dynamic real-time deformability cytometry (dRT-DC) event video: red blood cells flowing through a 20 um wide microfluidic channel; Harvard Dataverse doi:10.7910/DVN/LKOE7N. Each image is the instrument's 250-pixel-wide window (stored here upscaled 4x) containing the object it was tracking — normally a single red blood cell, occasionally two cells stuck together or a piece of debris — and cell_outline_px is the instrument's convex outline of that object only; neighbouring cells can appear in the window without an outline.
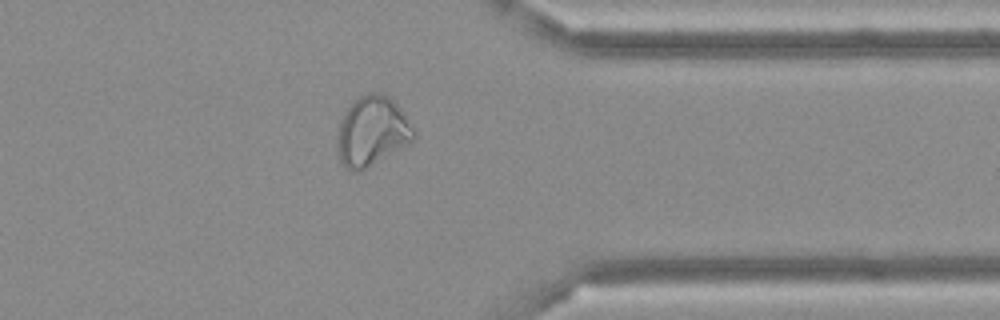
{"species": "Egyptian fruit bat (a non-hibernating species)", "species_latin": "Rousettus aegyptiacus", "temperature_condition": "cold", "stored_images_in_passage": 49, "camera_frame_rate_fps": 3000, "um_per_image_px": 0.085, "frame": {"image": 1, "passage_image": 39, "time_ms": 12.667, "image_size_px": [1000, 320], "cell_outline_px": [[416, 136], [412, 140], [400, 148], [364, 168], [356, 172], [352, 172], [344, 168], [340, 164], [336, 144], [336, 136], [340, 120], [344, 112], [360, 96], [368, 92], [376, 92], [388, 96], [396, 104], [416, 132]], "centroid_in_image_um": [31.56, 11.16], "position_along_channel_um": 379.8, "area_um2": 30.63}}
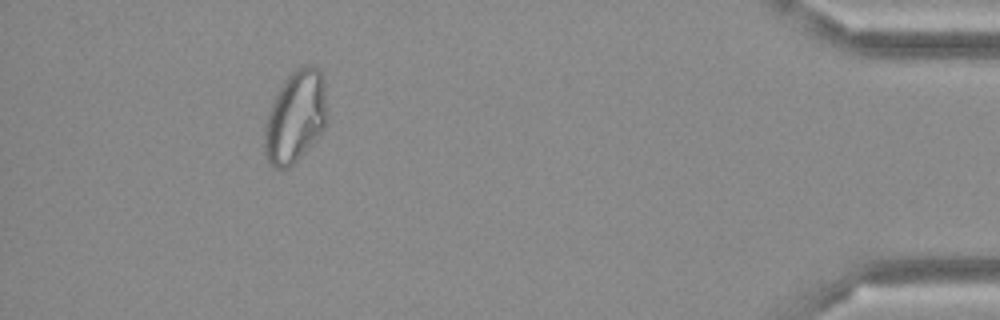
{"frame": {"image": 2, "passage_image": 45, "time_ms": 14.667, "image_size_px": [1000, 320], "cell_outline_px": [[324, 128], [300, 156], [288, 168], [272, 168], [264, 160], [264, 128], [268, 112], [284, 80], [300, 64], [308, 64], [320, 68], [324, 80]], "centroid_in_image_um": [25.05, 9.93], "position_along_channel_um": 410.1, "area_um2": 33.12}}